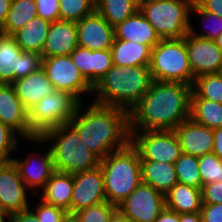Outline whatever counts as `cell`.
Segmentation results:
<instances>
[{"label": "cell", "mask_w": 222, "mask_h": 222, "mask_svg": "<svg viewBox=\"0 0 222 222\" xmlns=\"http://www.w3.org/2000/svg\"><path fill=\"white\" fill-rule=\"evenodd\" d=\"M107 201L100 165L94 169L73 174L71 213Z\"/></svg>", "instance_id": "13"}, {"label": "cell", "mask_w": 222, "mask_h": 222, "mask_svg": "<svg viewBox=\"0 0 222 222\" xmlns=\"http://www.w3.org/2000/svg\"><path fill=\"white\" fill-rule=\"evenodd\" d=\"M176 176L179 183L191 187L202 188V179L199 173L198 157L181 153L174 163Z\"/></svg>", "instance_id": "34"}, {"label": "cell", "mask_w": 222, "mask_h": 222, "mask_svg": "<svg viewBox=\"0 0 222 222\" xmlns=\"http://www.w3.org/2000/svg\"><path fill=\"white\" fill-rule=\"evenodd\" d=\"M165 207L179 214L200 212L201 189L177 182L165 194Z\"/></svg>", "instance_id": "25"}, {"label": "cell", "mask_w": 222, "mask_h": 222, "mask_svg": "<svg viewBox=\"0 0 222 222\" xmlns=\"http://www.w3.org/2000/svg\"><path fill=\"white\" fill-rule=\"evenodd\" d=\"M80 102L65 91L54 90L28 110L32 139L41 137L47 130L69 123Z\"/></svg>", "instance_id": "8"}, {"label": "cell", "mask_w": 222, "mask_h": 222, "mask_svg": "<svg viewBox=\"0 0 222 222\" xmlns=\"http://www.w3.org/2000/svg\"><path fill=\"white\" fill-rule=\"evenodd\" d=\"M200 212L203 222H222V203L202 204Z\"/></svg>", "instance_id": "43"}, {"label": "cell", "mask_w": 222, "mask_h": 222, "mask_svg": "<svg viewBox=\"0 0 222 222\" xmlns=\"http://www.w3.org/2000/svg\"><path fill=\"white\" fill-rule=\"evenodd\" d=\"M104 178L106 199L118 206L142 182L141 160L131 143L120 150L109 153L99 162Z\"/></svg>", "instance_id": "5"}, {"label": "cell", "mask_w": 222, "mask_h": 222, "mask_svg": "<svg viewBox=\"0 0 222 222\" xmlns=\"http://www.w3.org/2000/svg\"><path fill=\"white\" fill-rule=\"evenodd\" d=\"M153 81L149 66L125 68L113 64L93 87L92 102L119 107L130 112L151 87Z\"/></svg>", "instance_id": "3"}, {"label": "cell", "mask_w": 222, "mask_h": 222, "mask_svg": "<svg viewBox=\"0 0 222 222\" xmlns=\"http://www.w3.org/2000/svg\"><path fill=\"white\" fill-rule=\"evenodd\" d=\"M42 68L55 90L70 93L80 103L84 102V95L90 96L93 92V87L74 65L70 55L43 58Z\"/></svg>", "instance_id": "10"}, {"label": "cell", "mask_w": 222, "mask_h": 222, "mask_svg": "<svg viewBox=\"0 0 222 222\" xmlns=\"http://www.w3.org/2000/svg\"><path fill=\"white\" fill-rule=\"evenodd\" d=\"M183 38L194 78L222 71V51L215 41L194 36L189 32Z\"/></svg>", "instance_id": "14"}, {"label": "cell", "mask_w": 222, "mask_h": 222, "mask_svg": "<svg viewBox=\"0 0 222 222\" xmlns=\"http://www.w3.org/2000/svg\"><path fill=\"white\" fill-rule=\"evenodd\" d=\"M141 181L166 194L177 182L174 164L141 160Z\"/></svg>", "instance_id": "26"}, {"label": "cell", "mask_w": 222, "mask_h": 222, "mask_svg": "<svg viewBox=\"0 0 222 222\" xmlns=\"http://www.w3.org/2000/svg\"><path fill=\"white\" fill-rule=\"evenodd\" d=\"M20 137L10 127L0 121V162L12 161L13 156L18 149Z\"/></svg>", "instance_id": "38"}, {"label": "cell", "mask_w": 222, "mask_h": 222, "mask_svg": "<svg viewBox=\"0 0 222 222\" xmlns=\"http://www.w3.org/2000/svg\"><path fill=\"white\" fill-rule=\"evenodd\" d=\"M204 11L212 12L222 17V0H194Z\"/></svg>", "instance_id": "44"}, {"label": "cell", "mask_w": 222, "mask_h": 222, "mask_svg": "<svg viewBox=\"0 0 222 222\" xmlns=\"http://www.w3.org/2000/svg\"><path fill=\"white\" fill-rule=\"evenodd\" d=\"M12 222H40L35 213L30 209L12 214Z\"/></svg>", "instance_id": "45"}, {"label": "cell", "mask_w": 222, "mask_h": 222, "mask_svg": "<svg viewBox=\"0 0 222 222\" xmlns=\"http://www.w3.org/2000/svg\"><path fill=\"white\" fill-rule=\"evenodd\" d=\"M216 45L221 49L222 51V32L220 35L214 40Z\"/></svg>", "instance_id": "53"}, {"label": "cell", "mask_w": 222, "mask_h": 222, "mask_svg": "<svg viewBox=\"0 0 222 222\" xmlns=\"http://www.w3.org/2000/svg\"><path fill=\"white\" fill-rule=\"evenodd\" d=\"M202 204L222 203V181L202 185Z\"/></svg>", "instance_id": "42"}, {"label": "cell", "mask_w": 222, "mask_h": 222, "mask_svg": "<svg viewBox=\"0 0 222 222\" xmlns=\"http://www.w3.org/2000/svg\"><path fill=\"white\" fill-rule=\"evenodd\" d=\"M117 208L130 222H154L165 208V195L141 182Z\"/></svg>", "instance_id": "11"}, {"label": "cell", "mask_w": 222, "mask_h": 222, "mask_svg": "<svg viewBox=\"0 0 222 222\" xmlns=\"http://www.w3.org/2000/svg\"><path fill=\"white\" fill-rule=\"evenodd\" d=\"M70 57L89 84L94 87L113 66L111 49L90 50L77 46Z\"/></svg>", "instance_id": "18"}, {"label": "cell", "mask_w": 222, "mask_h": 222, "mask_svg": "<svg viewBox=\"0 0 222 222\" xmlns=\"http://www.w3.org/2000/svg\"><path fill=\"white\" fill-rule=\"evenodd\" d=\"M72 191L73 174L54 171L38 196L44 202L71 213Z\"/></svg>", "instance_id": "23"}, {"label": "cell", "mask_w": 222, "mask_h": 222, "mask_svg": "<svg viewBox=\"0 0 222 222\" xmlns=\"http://www.w3.org/2000/svg\"><path fill=\"white\" fill-rule=\"evenodd\" d=\"M131 145L140 160L174 164L182 151L174 130L130 131Z\"/></svg>", "instance_id": "9"}, {"label": "cell", "mask_w": 222, "mask_h": 222, "mask_svg": "<svg viewBox=\"0 0 222 222\" xmlns=\"http://www.w3.org/2000/svg\"><path fill=\"white\" fill-rule=\"evenodd\" d=\"M194 0H142L139 11L161 39H180L189 32Z\"/></svg>", "instance_id": "6"}, {"label": "cell", "mask_w": 222, "mask_h": 222, "mask_svg": "<svg viewBox=\"0 0 222 222\" xmlns=\"http://www.w3.org/2000/svg\"><path fill=\"white\" fill-rule=\"evenodd\" d=\"M42 152L43 153L34 151L33 153L32 151L27 154L25 159H23V157L12 158L13 163L17 166L23 183L31 191L33 196L38 195L55 171L53 166V155L50 147L47 151L45 150Z\"/></svg>", "instance_id": "15"}, {"label": "cell", "mask_w": 222, "mask_h": 222, "mask_svg": "<svg viewBox=\"0 0 222 222\" xmlns=\"http://www.w3.org/2000/svg\"><path fill=\"white\" fill-rule=\"evenodd\" d=\"M78 46L90 50L111 49L115 34L111 26L96 10L76 22Z\"/></svg>", "instance_id": "16"}, {"label": "cell", "mask_w": 222, "mask_h": 222, "mask_svg": "<svg viewBox=\"0 0 222 222\" xmlns=\"http://www.w3.org/2000/svg\"><path fill=\"white\" fill-rule=\"evenodd\" d=\"M202 185L222 181V160L213 152L198 157Z\"/></svg>", "instance_id": "36"}, {"label": "cell", "mask_w": 222, "mask_h": 222, "mask_svg": "<svg viewBox=\"0 0 222 222\" xmlns=\"http://www.w3.org/2000/svg\"><path fill=\"white\" fill-rule=\"evenodd\" d=\"M191 99H208L222 104V73L194 78Z\"/></svg>", "instance_id": "32"}, {"label": "cell", "mask_w": 222, "mask_h": 222, "mask_svg": "<svg viewBox=\"0 0 222 222\" xmlns=\"http://www.w3.org/2000/svg\"><path fill=\"white\" fill-rule=\"evenodd\" d=\"M149 70L155 81L192 85L194 76L185 39H162L152 49Z\"/></svg>", "instance_id": "7"}, {"label": "cell", "mask_w": 222, "mask_h": 222, "mask_svg": "<svg viewBox=\"0 0 222 222\" xmlns=\"http://www.w3.org/2000/svg\"><path fill=\"white\" fill-rule=\"evenodd\" d=\"M214 132L213 153L222 160V127L216 128Z\"/></svg>", "instance_id": "47"}, {"label": "cell", "mask_w": 222, "mask_h": 222, "mask_svg": "<svg viewBox=\"0 0 222 222\" xmlns=\"http://www.w3.org/2000/svg\"><path fill=\"white\" fill-rule=\"evenodd\" d=\"M37 16L35 0H12L6 21L0 33L13 35Z\"/></svg>", "instance_id": "29"}, {"label": "cell", "mask_w": 222, "mask_h": 222, "mask_svg": "<svg viewBox=\"0 0 222 222\" xmlns=\"http://www.w3.org/2000/svg\"><path fill=\"white\" fill-rule=\"evenodd\" d=\"M154 222H180V214L165 207Z\"/></svg>", "instance_id": "46"}, {"label": "cell", "mask_w": 222, "mask_h": 222, "mask_svg": "<svg viewBox=\"0 0 222 222\" xmlns=\"http://www.w3.org/2000/svg\"><path fill=\"white\" fill-rule=\"evenodd\" d=\"M174 131L183 153L199 157L213 152V129L200 125L189 118L183 121Z\"/></svg>", "instance_id": "19"}, {"label": "cell", "mask_w": 222, "mask_h": 222, "mask_svg": "<svg viewBox=\"0 0 222 222\" xmlns=\"http://www.w3.org/2000/svg\"><path fill=\"white\" fill-rule=\"evenodd\" d=\"M22 52L12 35L0 33V84H12L19 78Z\"/></svg>", "instance_id": "28"}, {"label": "cell", "mask_w": 222, "mask_h": 222, "mask_svg": "<svg viewBox=\"0 0 222 222\" xmlns=\"http://www.w3.org/2000/svg\"><path fill=\"white\" fill-rule=\"evenodd\" d=\"M11 85L27 110L55 90L43 68L16 79Z\"/></svg>", "instance_id": "21"}, {"label": "cell", "mask_w": 222, "mask_h": 222, "mask_svg": "<svg viewBox=\"0 0 222 222\" xmlns=\"http://www.w3.org/2000/svg\"><path fill=\"white\" fill-rule=\"evenodd\" d=\"M0 222H12V215L0 208Z\"/></svg>", "instance_id": "51"}, {"label": "cell", "mask_w": 222, "mask_h": 222, "mask_svg": "<svg viewBox=\"0 0 222 222\" xmlns=\"http://www.w3.org/2000/svg\"><path fill=\"white\" fill-rule=\"evenodd\" d=\"M29 141L31 144L33 142L44 146L47 143L51 145H46V148L50 147L52 151L55 171L75 174L99 166L100 159L89 150L70 122L49 129L41 137Z\"/></svg>", "instance_id": "4"}, {"label": "cell", "mask_w": 222, "mask_h": 222, "mask_svg": "<svg viewBox=\"0 0 222 222\" xmlns=\"http://www.w3.org/2000/svg\"><path fill=\"white\" fill-rule=\"evenodd\" d=\"M193 14H195L196 17L199 16L200 21L202 19L203 25L201 26L203 31H197L198 29H195L192 22L190 23L189 33L197 37L214 41L222 32V17L212 12L204 11L195 2L191 8L190 19H192Z\"/></svg>", "instance_id": "33"}, {"label": "cell", "mask_w": 222, "mask_h": 222, "mask_svg": "<svg viewBox=\"0 0 222 222\" xmlns=\"http://www.w3.org/2000/svg\"><path fill=\"white\" fill-rule=\"evenodd\" d=\"M29 192L33 195L23 183L13 161L0 162V208L11 215L28 209L31 204V198H27Z\"/></svg>", "instance_id": "12"}, {"label": "cell", "mask_w": 222, "mask_h": 222, "mask_svg": "<svg viewBox=\"0 0 222 222\" xmlns=\"http://www.w3.org/2000/svg\"><path fill=\"white\" fill-rule=\"evenodd\" d=\"M42 56L35 52L23 51L20 57L19 78L42 68Z\"/></svg>", "instance_id": "40"}, {"label": "cell", "mask_w": 222, "mask_h": 222, "mask_svg": "<svg viewBox=\"0 0 222 222\" xmlns=\"http://www.w3.org/2000/svg\"><path fill=\"white\" fill-rule=\"evenodd\" d=\"M95 11V0H59L60 20L77 22Z\"/></svg>", "instance_id": "35"}, {"label": "cell", "mask_w": 222, "mask_h": 222, "mask_svg": "<svg viewBox=\"0 0 222 222\" xmlns=\"http://www.w3.org/2000/svg\"><path fill=\"white\" fill-rule=\"evenodd\" d=\"M138 5H140V2L142 1V0H134Z\"/></svg>", "instance_id": "54"}, {"label": "cell", "mask_w": 222, "mask_h": 222, "mask_svg": "<svg viewBox=\"0 0 222 222\" xmlns=\"http://www.w3.org/2000/svg\"><path fill=\"white\" fill-rule=\"evenodd\" d=\"M108 222H130V220L117 208L110 216Z\"/></svg>", "instance_id": "50"}, {"label": "cell", "mask_w": 222, "mask_h": 222, "mask_svg": "<svg viewBox=\"0 0 222 222\" xmlns=\"http://www.w3.org/2000/svg\"><path fill=\"white\" fill-rule=\"evenodd\" d=\"M78 46L77 26L74 21L51 22L42 50V58L70 55Z\"/></svg>", "instance_id": "20"}, {"label": "cell", "mask_w": 222, "mask_h": 222, "mask_svg": "<svg viewBox=\"0 0 222 222\" xmlns=\"http://www.w3.org/2000/svg\"><path fill=\"white\" fill-rule=\"evenodd\" d=\"M117 209L116 205L108 201L82 209L76 213L79 222H108L112 213Z\"/></svg>", "instance_id": "37"}, {"label": "cell", "mask_w": 222, "mask_h": 222, "mask_svg": "<svg viewBox=\"0 0 222 222\" xmlns=\"http://www.w3.org/2000/svg\"><path fill=\"white\" fill-rule=\"evenodd\" d=\"M90 102L87 107H83L84 102L78 105L70 123L89 150L101 160L130 144L129 112L119 107Z\"/></svg>", "instance_id": "2"}, {"label": "cell", "mask_w": 222, "mask_h": 222, "mask_svg": "<svg viewBox=\"0 0 222 222\" xmlns=\"http://www.w3.org/2000/svg\"><path fill=\"white\" fill-rule=\"evenodd\" d=\"M180 222H203L201 212L180 214Z\"/></svg>", "instance_id": "49"}, {"label": "cell", "mask_w": 222, "mask_h": 222, "mask_svg": "<svg viewBox=\"0 0 222 222\" xmlns=\"http://www.w3.org/2000/svg\"><path fill=\"white\" fill-rule=\"evenodd\" d=\"M0 121L15 131L23 140L32 139L28 110L15 94L11 84H0Z\"/></svg>", "instance_id": "17"}, {"label": "cell", "mask_w": 222, "mask_h": 222, "mask_svg": "<svg viewBox=\"0 0 222 222\" xmlns=\"http://www.w3.org/2000/svg\"><path fill=\"white\" fill-rule=\"evenodd\" d=\"M39 202L34 207V210L31 208V205L29 208L35 213L40 222H62L68 213L65 209L48 204L41 199Z\"/></svg>", "instance_id": "39"}, {"label": "cell", "mask_w": 222, "mask_h": 222, "mask_svg": "<svg viewBox=\"0 0 222 222\" xmlns=\"http://www.w3.org/2000/svg\"><path fill=\"white\" fill-rule=\"evenodd\" d=\"M50 24V21L37 16L12 36L23 51L35 52L41 55Z\"/></svg>", "instance_id": "27"}, {"label": "cell", "mask_w": 222, "mask_h": 222, "mask_svg": "<svg viewBox=\"0 0 222 222\" xmlns=\"http://www.w3.org/2000/svg\"><path fill=\"white\" fill-rule=\"evenodd\" d=\"M190 118L210 129L222 127V104L208 99H191Z\"/></svg>", "instance_id": "31"}, {"label": "cell", "mask_w": 222, "mask_h": 222, "mask_svg": "<svg viewBox=\"0 0 222 222\" xmlns=\"http://www.w3.org/2000/svg\"><path fill=\"white\" fill-rule=\"evenodd\" d=\"M37 15L54 22L60 20L59 0H35Z\"/></svg>", "instance_id": "41"}, {"label": "cell", "mask_w": 222, "mask_h": 222, "mask_svg": "<svg viewBox=\"0 0 222 222\" xmlns=\"http://www.w3.org/2000/svg\"><path fill=\"white\" fill-rule=\"evenodd\" d=\"M62 222H79L75 214L67 213Z\"/></svg>", "instance_id": "52"}, {"label": "cell", "mask_w": 222, "mask_h": 222, "mask_svg": "<svg viewBox=\"0 0 222 222\" xmlns=\"http://www.w3.org/2000/svg\"><path fill=\"white\" fill-rule=\"evenodd\" d=\"M12 0H0V30L6 21L8 11L11 7Z\"/></svg>", "instance_id": "48"}, {"label": "cell", "mask_w": 222, "mask_h": 222, "mask_svg": "<svg viewBox=\"0 0 222 222\" xmlns=\"http://www.w3.org/2000/svg\"><path fill=\"white\" fill-rule=\"evenodd\" d=\"M192 85L153 81L130 110V131L174 130L190 118Z\"/></svg>", "instance_id": "1"}, {"label": "cell", "mask_w": 222, "mask_h": 222, "mask_svg": "<svg viewBox=\"0 0 222 222\" xmlns=\"http://www.w3.org/2000/svg\"><path fill=\"white\" fill-rule=\"evenodd\" d=\"M95 10L113 27L139 10L134 0H95Z\"/></svg>", "instance_id": "30"}, {"label": "cell", "mask_w": 222, "mask_h": 222, "mask_svg": "<svg viewBox=\"0 0 222 222\" xmlns=\"http://www.w3.org/2000/svg\"><path fill=\"white\" fill-rule=\"evenodd\" d=\"M115 39L134 41L152 49L162 40L154 27L138 10L114 27Z\"/></svg>", "instance_id": "22"}, {"label": "cell", "mask_w": 222, "mask_h": 222, "mask_svg": "<svg viewBox=\"0 0 222 222\" xmlns=\"http://www.w3.org/2000/svg\"><path fill=\"white\" fill-rule=\"evenodd\" d=\"M111 52L115 65L125 68L149 66L152 48L134 41L114 39Z\"/></svg>", "instance_id": "24"}]
</instances>
